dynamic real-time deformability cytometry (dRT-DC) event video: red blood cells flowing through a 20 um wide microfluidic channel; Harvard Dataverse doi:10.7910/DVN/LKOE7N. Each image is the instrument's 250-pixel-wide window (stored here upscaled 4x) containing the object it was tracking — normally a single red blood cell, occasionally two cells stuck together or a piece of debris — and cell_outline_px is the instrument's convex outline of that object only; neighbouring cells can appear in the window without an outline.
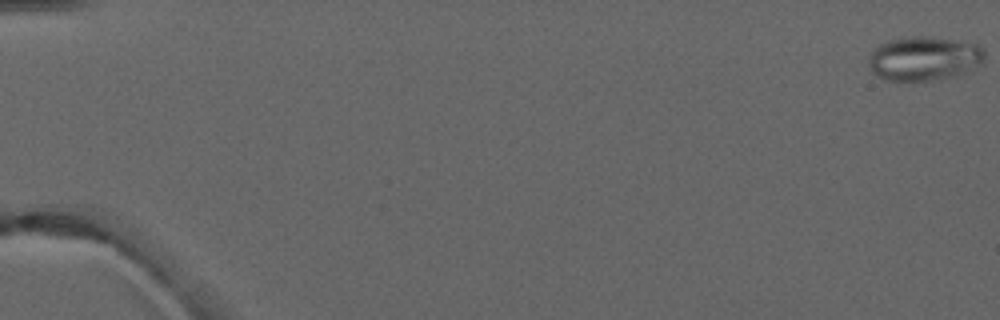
{"species": "common noctule bat (a hibernating species)", "species_latin": "Nyctalus noctula", "temperature_condition": "warm", "stored_images_in_passage": 7, "camera_frame_rate_fps": 3000, "um_per_image_px": 0.085, "animal": {"sex": "male", "forearm_length_mm": 52.5}, "frame": {"image": 1, "passage_image": 1, "time_ms": 0.0, "image_size_px": [1000, 320], "cell_outline_px": [[984, 64], [972, 72], [960, 76], [940, 80], [884, 80], [876, 76], [872, 72], [868, 60], [868, 56], [880, 44], [888, 40], [916, 36], [928, 36], [976, 44], [984, 48]], "centroid_in_image_um": [78.61, 5.0], "position_along_channel_um": 6.4, "area_um2": 30.4}}